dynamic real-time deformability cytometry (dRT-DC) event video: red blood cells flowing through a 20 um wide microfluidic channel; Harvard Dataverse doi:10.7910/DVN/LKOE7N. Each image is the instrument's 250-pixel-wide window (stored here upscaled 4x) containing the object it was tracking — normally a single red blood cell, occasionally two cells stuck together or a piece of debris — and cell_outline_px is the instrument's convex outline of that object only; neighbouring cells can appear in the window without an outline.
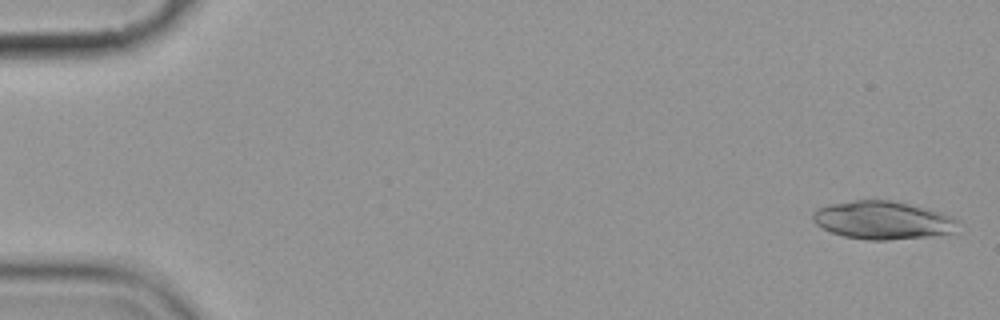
{"species": "common noctule bat (a hibernating species)", "species_latin": "Nyctalus noctula", "temperature_condition": "cold", "stored_images_in_passage": 8, "segment_of_instrument_passage": [1, 2], "camera_frame_rate_fps": 3000, "um_per_image_px": 0.085, "animal": {"sex": "female", "body_mass_g": 19.9}, "frame": {"image": 1, "passage_image": 1, "time_ms": 0.0, "image_size_px": [1000, 320], "cell_outline_px": [[960, 220], [952, 232], [932, 236], [888, 240], [868, 240], [844, 236], [832, 232], [816, 224], [812, 220], [812, 212], [816, 208], [828, 204], [852, 200], [888, 200], [908, 204], [940, 212], [952, 216]], "centroid_in_image_um": [75.0, 18.71], "position_along_channel_um": 10.0, "area_um2": 32.14}}
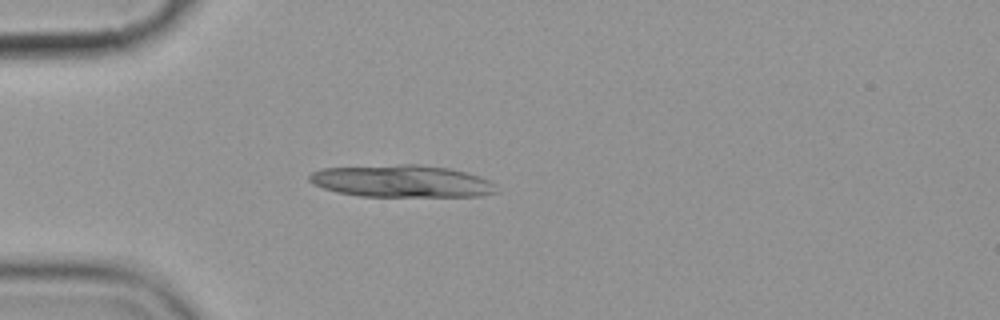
{"frame": {"image": 2, "passage_image": 5, "time_ms": 4.667, "image_size_px": [1000, 320], "cell_outline_px": [[500, 192], [480, 196], [360, 196], [336, 192], [312, 184], [308, 180], [308, 176], [312, 172], [320, 168], [400, 164], [416, 164], [448, 168], [480, 176], [496, 184]], "centroid_in_image_um": [34.14, 15.4], "position_along_channel_um": 50.9, "area_um2": 35.32}}